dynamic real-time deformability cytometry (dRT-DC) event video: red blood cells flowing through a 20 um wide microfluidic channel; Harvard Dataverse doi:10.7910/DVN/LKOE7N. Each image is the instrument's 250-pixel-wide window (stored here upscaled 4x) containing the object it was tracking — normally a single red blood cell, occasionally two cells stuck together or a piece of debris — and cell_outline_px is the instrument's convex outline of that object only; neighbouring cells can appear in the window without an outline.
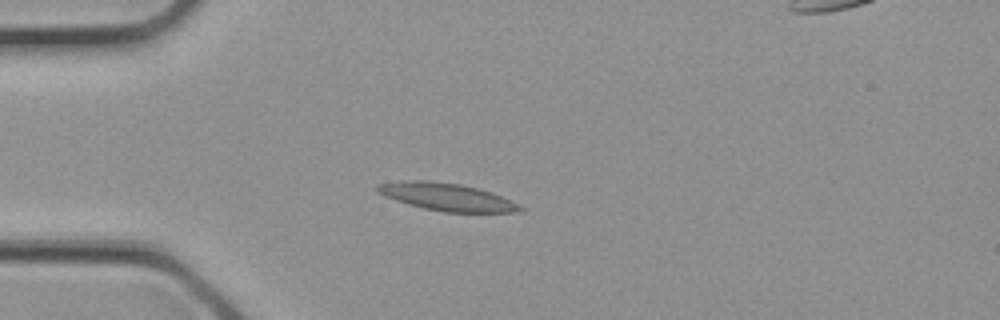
{"species": "common noctule bat (a hibernating species)", "species_latin": "Nyctalus noctula", "temperature_condition": "cold", "stored_images_in_passage": 2, "camera_frame_rate_fps": 3000, "um_per_image_px": 0.085, "animal": {"sex": "female", "body_mass_g": 21.9}, "frame": {"image": 1, "passage_image": 1, "time_ms": 0.0, "image_size_px": [1000, 320], "cell_outline_px": [[524, 208], [516, 212], [444, 212], [424, 208], [408, 204], [384, 196], [376, 192], [376, 184], [404, 180], [428, 180], [460, 184], [492, 192]], "centroid_in_image_um": [37.89, 16.72], "position_along_channel_um": 47.1, "area_um2": 22.66}}